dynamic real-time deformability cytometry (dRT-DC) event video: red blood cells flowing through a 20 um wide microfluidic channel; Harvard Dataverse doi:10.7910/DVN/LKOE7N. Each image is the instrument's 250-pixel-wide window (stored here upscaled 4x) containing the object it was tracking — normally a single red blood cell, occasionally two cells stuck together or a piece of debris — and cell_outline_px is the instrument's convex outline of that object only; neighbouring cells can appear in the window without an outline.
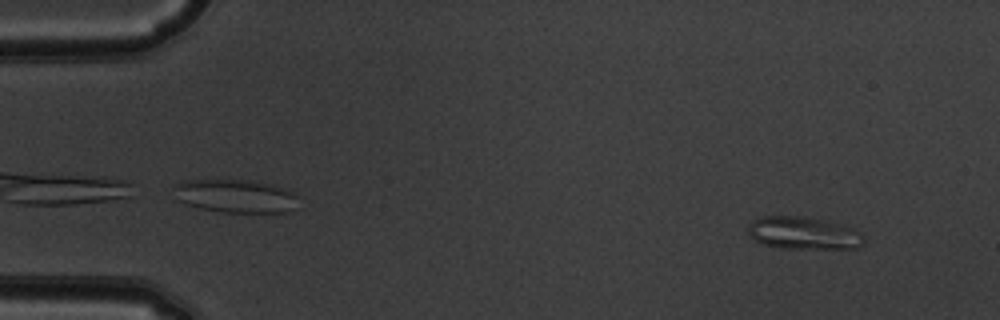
{"species": "common noctule bat (a hibernating species)", "species_latin": "Nyctalus noctula", "temperature_condition": "warm", "stored_images_in_passage": 50, "camera_frame_rate_fps": 3000, "um_per_image_px": 0.085, "animal": {"sex": "male", "body_mass_g": 19.5, "forearm_length_mm": 54.6}, "frame": {"image": 1, "passage_image": 4, "time_ms": 1.0, "image_size_px": [1000, 320], "cell_outline_px": [[864, 240], [856, 248], [784, 248], [764, 244], [748, 236], [748, 224], [752, 220], [764, 216], [800, 216], [840, 224], [852, 228], [860, 232], [864, 236]], "centroid_in_image_um": [68.25, 19.81], "position_along_channel_um": 16.7, "area_um2": 21.68}}
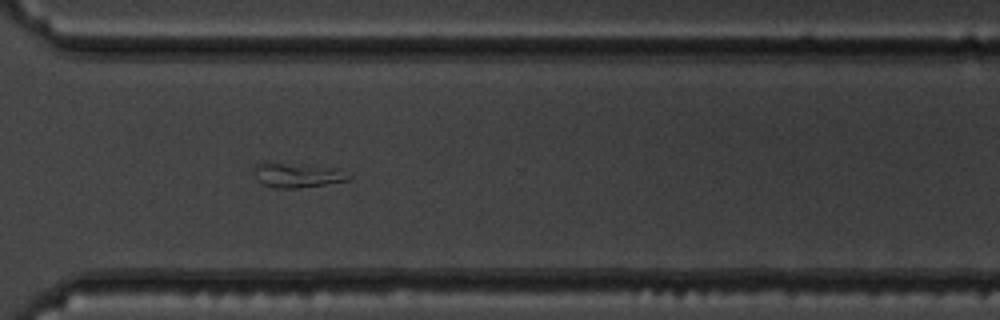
{"frame": {"image": 2, "passage_image": 37, "time_ms": 12.0, "image_size_px": [1000, 320], "cell_outline_px": [[352, 176], [348, 180], [324, 184], [296, 188], [276, 188], [264, 184], [260, 180], [256, 168], [264, 160], [340, 168]], "centroid_in_image_um": [25.35, 14.85], "position_along_channel_um": 345.2, "area_um2": 13.47}}
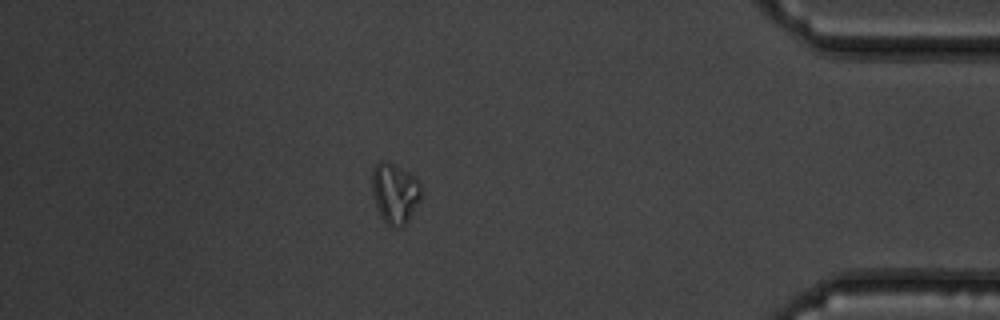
{"frame": {"image": 3, "passage_image": 44, "time_ms": 14.333, "image_size_px": [1000, 320], "cell_outline_px": [[420, 200], [408, 220], [400, 228], [392, 228], [380, 216], [372, 196], [372, 168], [380, 160], [384, 160], [416, 176], [420, 180]], "centroid_in_image_um": [33.55, 16.41], "position_along_channel_um": 401.7, "area_um2": 17.4}}